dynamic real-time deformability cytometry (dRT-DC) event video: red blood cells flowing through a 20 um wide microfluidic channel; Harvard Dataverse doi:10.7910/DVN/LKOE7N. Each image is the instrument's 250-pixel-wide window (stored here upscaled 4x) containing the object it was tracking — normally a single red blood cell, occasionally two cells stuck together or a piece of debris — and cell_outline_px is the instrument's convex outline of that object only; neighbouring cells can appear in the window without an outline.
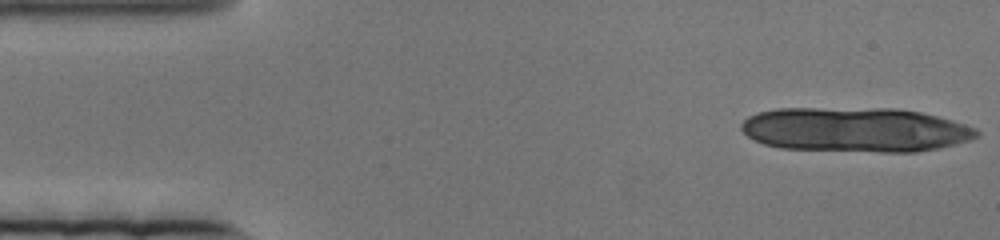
{"species": "human", "species_latin": "Homo sapiens", "temperature_condition": "cold", "stored_images_in_passage": 18, "camera_frame_rate_fps": 3000, "um_per_image_px": 0.085, "donor": {"sex": "female"}, "frame": {"image": 1, "passage_image": 1, "time_ms": 0.0, "image_size_px": [1000, 240], "cell_outline_px": [[980, 132], [976, 136], [968, 140], [936, 148], [916, 152], [880, 152], [780, 148], [764, 144], [748, 136], [740, 128], [740, 124], [748, 116], [760, 112], [776, 108], [896, 108], [920, 112], [952, 120], [976, 128]], "centroid_in_image_um": [72.67, 11.01], "position_along_channel_um": 12.3, "area_um2": 61.09}}